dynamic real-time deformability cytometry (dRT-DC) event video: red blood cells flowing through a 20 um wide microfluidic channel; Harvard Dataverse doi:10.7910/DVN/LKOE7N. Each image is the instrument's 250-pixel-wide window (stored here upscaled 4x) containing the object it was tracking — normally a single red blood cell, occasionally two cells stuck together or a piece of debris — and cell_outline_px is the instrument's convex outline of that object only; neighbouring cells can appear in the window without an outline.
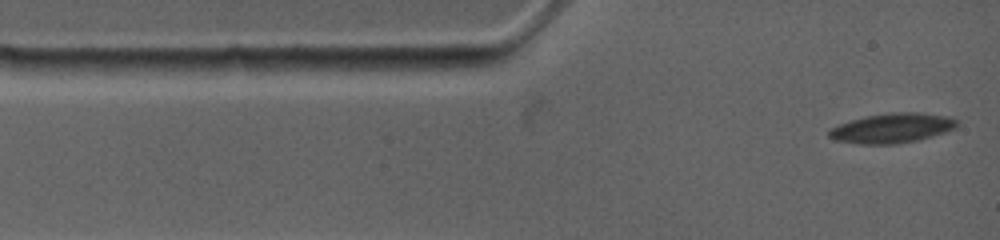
{"species": "common noctule bat (a hibernating species)", "species_latin": "Nyctalus noctula", "temperature_condition": "warm", "stored_images_in_passage": 11, "camera_frame_rate_fps": 4500, "um_per_image_px": 0.085, "animal": {"sex": "female", "body_mass_g": 19.0, "forearm_length_mm": 53.3}, "frame": {"image": 1, "passage_image": 1, "time_ms": 0.0, "image_size_px": [1000, 240], "cell_outline_px": [[956, 128], [932, 136], [916, 140], [892, 144], [860, 144], [836, 140], [828, 136], [828, 128], [852, 120], [868, 116], [892, 112], [916, 112], [952, 116], [956, 120]], "centroid_in_image_um": [75.83, 10.88], "position_along_channel_um": 9.2, "area_um2": 21.96}}
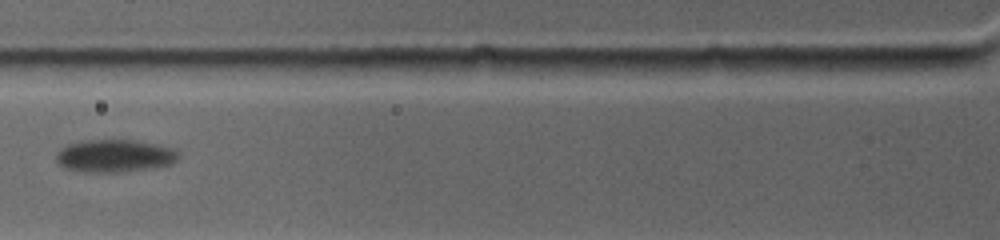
{"frame": {"image": 2, "passage_image": 7, "time_ms": 4.0, "image_size_px": [1000, 240], "cell_outline_px": [[180, 156], [172, 164], [120, 172], [88, 172], [64, 168], [56, 160], [56, 152], [60, 148], [68, 144], [80, 140], [132, 140], [156, 144], [180, 152]], "centroid_in_image_um": [9.7, 13.24], "position_along_channel_um": 116.1, "area_um2": 23.12}}
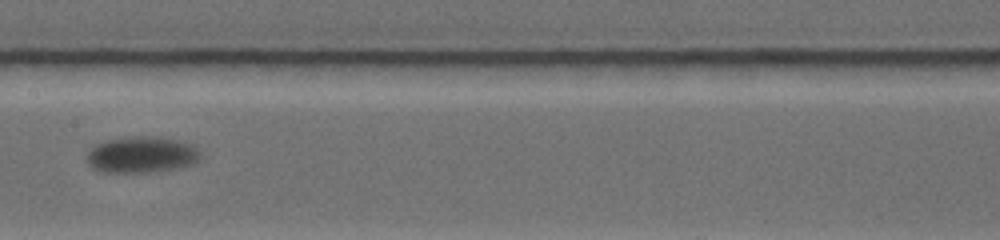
{"frame": {"image": 3, "passage_image": 10, "time_ms": 6.222, "image_size_px": [1000, 240], "cell_outline_px": [[200, 160], [196, 164], [180, 168], [148, 172], [100, 172], [92, 168], [88, 164], [84, 156], [96, 144], [104, 140], [132, 136], [156, 136], [180, 140], [192, 144], [200, 152]], "centroid_in_image_um": [12.04, 13.15], "position_along_channel_um": 195.4, "area_um2": 24.57}}